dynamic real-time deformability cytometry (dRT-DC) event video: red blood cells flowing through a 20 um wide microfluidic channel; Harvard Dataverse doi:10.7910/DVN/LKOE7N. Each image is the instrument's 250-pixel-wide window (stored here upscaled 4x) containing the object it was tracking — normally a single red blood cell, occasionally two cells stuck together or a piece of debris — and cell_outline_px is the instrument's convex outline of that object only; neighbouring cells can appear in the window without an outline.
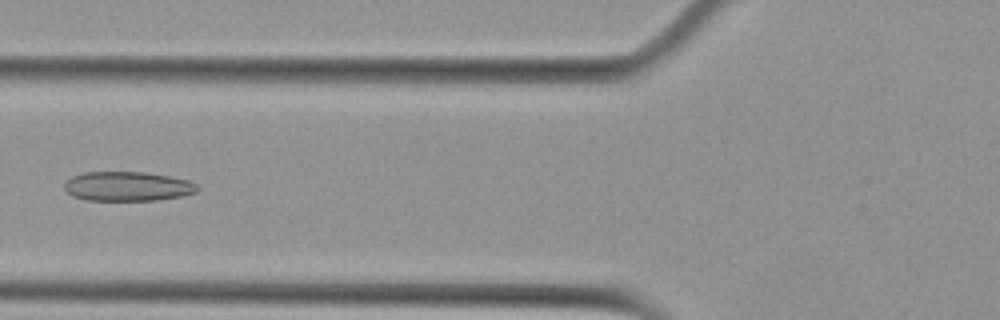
{"species": "Egyptian fruit bat (a non-hibernating species)", "species_latin": "Rousettus aegyptiacus", "temperature_condition": "cold", "stored_images_in_passage": 3, "camera_frame_rate_fps": 3000, "um_per_image_px": 0.085, "animal": {"sex": "female"}, "frame": {"image": 1, "passage_image": 2, "time_ms": 1.333, "image_size_px": [1000, 320], "cell_outline_px": [[200, 188], [196, 192], [184, 196], [156, 200], [88, 200], [72, 196], [64, 188], [64, 184], [72, 176], [84, 172], [144, 172], [168, 176], [188, 180], [196, 184]], "centroid_in_image_um": [10.86, 15.84], "position_along_channel_um": 114.9, "area_um2": 22.77}}
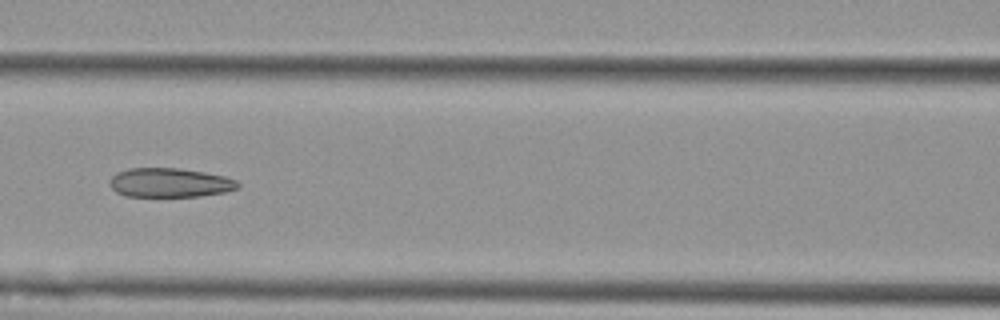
{"frame": {"image": 2, "passage_image": 3, "time_ms": 2.333, "image_size_px": [1000, 320], "cell_outline_px": [[240, 188], [224, 192], [200, 196], [124, 196], [116, 192], [108, 184], [112, 176], [116, 172], [128, 168], [180, 168], [204, 172], [224, 176], [236, 180], [240, 184]], "centroid_in_image_um": [14.42, 15.52], "position_along_channel_um": 152.2, "area_um2": 21.91}}